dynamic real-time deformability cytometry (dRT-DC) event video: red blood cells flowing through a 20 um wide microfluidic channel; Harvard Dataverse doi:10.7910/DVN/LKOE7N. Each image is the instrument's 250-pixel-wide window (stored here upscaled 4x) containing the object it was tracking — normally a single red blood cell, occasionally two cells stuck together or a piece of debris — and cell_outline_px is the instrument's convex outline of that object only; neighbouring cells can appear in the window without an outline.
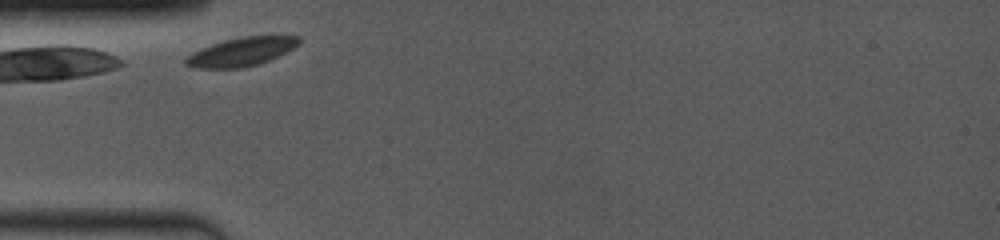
{"species": "common noctule bat (a hibernating species)", "species_latin": "Nyctalus noctula", "temperature_condition": "room temperature", "stored_images_in_passage": 2, "camera_frame_rate_fps": 4000, "um_per_image_px": 0.085, "animal": {"sex": "female", "body_mass_g": 19.0, "forearm_length_mm": 53.3}, "frame": {"image": 1, "passage_image": 1, "time_ms": 0.0, "image_size_px": [1000, 240], "cell_outline_px": [[300, 44], [268, 60], [244, 68], [196, 68], [184, 64], [184, 56], [200, 48], [224, 40], [244, 36], [300, 36]], "centroid_in_image_um": [20.45, 4.4], "position_along_channel_um": 64.6, "area_um2": 18.73}}